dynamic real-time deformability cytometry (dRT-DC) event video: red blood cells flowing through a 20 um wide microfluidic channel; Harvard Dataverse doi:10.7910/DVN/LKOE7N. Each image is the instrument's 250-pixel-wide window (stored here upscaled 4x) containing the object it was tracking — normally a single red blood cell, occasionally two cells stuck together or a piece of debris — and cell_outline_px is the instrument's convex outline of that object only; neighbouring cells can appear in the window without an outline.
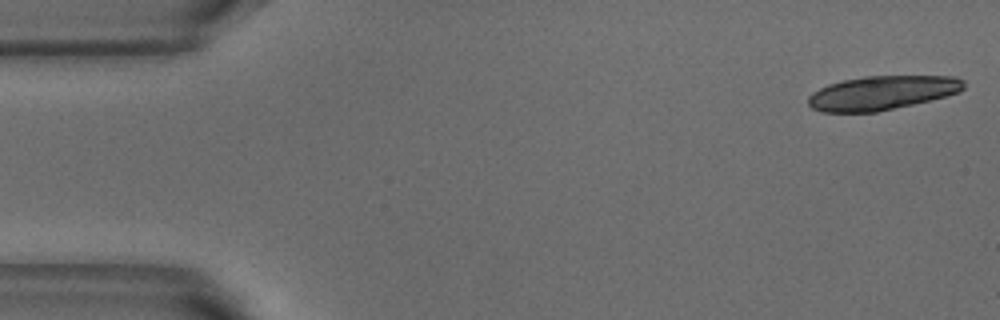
{"species": "common noctule bat (a hibernating species)", "species_latin": "Nyctalus noctula", "temperature_condition": "warm", "stored_images_in_passage": 2, "camera_frame_rate_fps": 3000, "um_per_image_px": 0.085, "animal": {"sex": "male", "body_mass_g": 18.8}, "frame": {"image": 1, "passage_image": 1, "time_ms": 0.0, "image_size_px": [1000, 320], "cell_outline_px": [[964, 88], [960, 92], [912, 104], [876, 112], [820, 112], [812, 108], [808, 104], [808, 96], [812, 92], [828, 84], [844, 80], [864, 76], [956, 76], [964, 80]], "centroid_in_image_um": [74.95, 7.88], "position_along_channel_um": 10.1, "area_um2": 30.75}}